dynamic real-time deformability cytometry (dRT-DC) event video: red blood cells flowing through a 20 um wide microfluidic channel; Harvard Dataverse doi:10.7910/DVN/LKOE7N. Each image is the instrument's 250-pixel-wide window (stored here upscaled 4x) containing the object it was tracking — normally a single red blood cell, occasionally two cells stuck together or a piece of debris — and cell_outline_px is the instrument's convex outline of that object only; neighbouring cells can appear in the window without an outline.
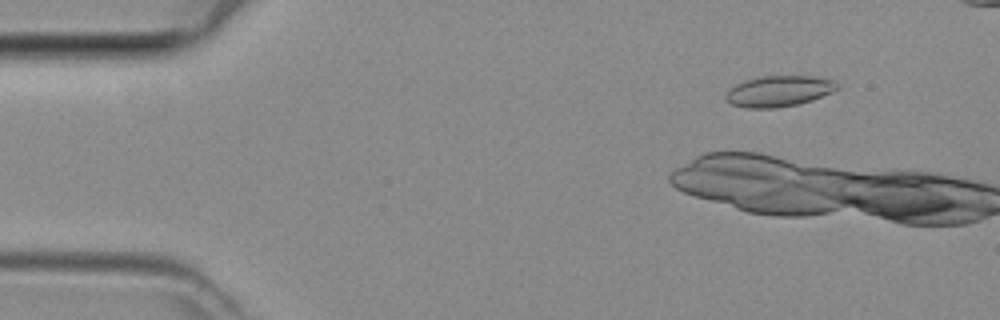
{"species": "common noctule bat (a hibernating species)", "species_latin": "Nyctalus noctula", "temperature_condition": "room temperature", "stored_images_in_passage": 7, "camera_frame_rate_fps": 3000, "um_per_image_px": 0.085, "animal": {"sex": "female", "body_mass_g": 29.2, "forearm_length_mm": 56.3}, "frame": {"image": 1, "passage_image": 2, "time_ms": 0.333, "image_size_px": [1000, 320], "cell_outline_px": [[840, 88], [832, 92], [812, 100], [796, 104], [776, 108], [748, 108], [732, 104], [724, 100], [724, 96], [736, 84], [744, 80], [760, 76], [816, 76], [836, 80], [840, 84]], "centroid_in_image_um": [66.25, 7.73], "position_along_channel_um": 18.8, "area_um2": 20.23}}